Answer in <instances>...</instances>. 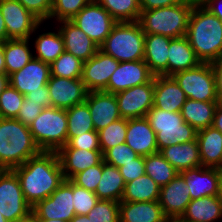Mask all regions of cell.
I'll return each mask as SVG.
<instances>
[{"instance_id":"cell-1","label":"cell","mask_w":222,"mask_h":222,"mask_svg":"<svg viewBox=\"0 0 222 222\" xmlns=\"http://www.w3.org/2000/svg\"><path fill=\"white\" fill-rule=\"evenodd\" d=\"M12 171L31 207L49 197L65 180L57 152L42 151Z\"/></svg>"},{"instance_id":"cell-2","label":"cell","mask_w":222,"mask_h":222,"mask_svg":"<svg viewBox=\"0 0 222 222\" xmlns=\"http://www.w3.org/2000/svg\"><path fill=\"white\" fill-rule=\"evenodd\" d=\"M186 37L201 62L212 63L222 56V21L202 4L193 6Z\"/></svg>"},{"instance_id":"cell-3","label":"cell","mask_w":222,"mask_h":222,"mask_svg":"<svg viewBox=\"0 0 222 222\" xmlns=\"http://www.w3.org/2000/svg\"><path fill=\"white\" fill-rule=\"evenodd\" d=\"M42 151L29 127L16 118L0 117V167L12 170Z\"/></svg>"},{"instance_id":"cell-4","label":"cell","mask_w":222,"mask_h":222,"mask_svg":"<svg viewBox=\"0 0 222 222\" xmlns=\"http://www.w3.org/2000/svg\"><path fill=\"white\" fill-rule=\"evenodd\" d=\"M196 3L185 1L170 7L141 10L138 23L145 34H160L170 38L186 36L189 18Z\"/></svg>"},{"instance_id":"cell-5","label":"cell","mask_w":222,"mask_h":222,"mask_svg":"<svg viewBox=\"0 0 222 222\" xmlns=\"http://www.w3.org/2000/svg\"><path fill=\"white\" fill-rule=\"evenodd\" d=\"M145 33L138 21L117 22L99 49L118 62L144 60Z\"/></svg>"},{"instance_id":"cell-6","label":"cell","mask_w":222,"mask_h":222,"mask_svg":"<svg viewBox=\"0 0 222 222\" xmlns=\"http://www.w3.org/2000/svg\"><path fill=\"white\" fill-rule=\"evenodd\" d=\"M29 130L41 151L57 152L67 144L66 109L44 108Z\"/></svg>"},{"instance_id":"cell-7","label":"cell","mask_w":222,"mask_h":222,"mask_svg":"<svg viewBox=\"0 0 222 222\" xmlns=\"http://www.w3.org/2000/svg\"><path fill=\"white\" fill-rule=\"evenodd\" d=\"M146 118L156 133L158 152L168 146L196 139L197 131L184 121L180 112H168L153 106Z\"/></svg>"},{"instance_id":"cell-8","label":"cell","mask_w":222,"mask_h":222,"mask_svg":"<svg viewBox=\"0 0 222 222\" xmlns=\"http://www.w3.org/2000/svg\"><path fill=\"white\" fill-rule=\"evenodd\" d=\"M172 77L184 91L186 98L204 102L220 101L216 94L211 63L201 62L196 67L178 72Z\"/></svg>"},{"instance_id":"cell-9","label":"cell","mask_w":222,"mask_h":222,"mask_svg":"<svg viewBox=\"0 0 222 222\" xmlns=\"http://www.w3.org/2000/svg\"><path fill=\"white\" fill-rule=\"evenodd\" d=\"M89 38L100 46L117 23L96 0H91L71 20Z\"/></svg>"},{"instance_id":"cell-10","label":"cell","mask_w":222,"mask_h":222,"mask_svg":"<svg viewBox=\"0 0 222 222\" xmlns=\"http://www.w3.org/2000/svg\"><path fill=\"white\" fill-rule=\"evenodd\" d=\"M32 207L25 200L19 179L12 170L0 172V213L9 222L26 216Z\"/></svg>"},{"instance_id":"cell-11","label":"cell","mask_w":222,"mask_h":222,"mask_svg":"<svg viewBox=\"0 0 222 222\" xmlns=\"http://www.w3.org/2000/svg\"><path fill=\"white\" fill-rule=\"evenodd\" d=\"M0 10L6 25L8 39H31L41 23L17 0H0Z\"/></svg>"},{"instance_id":"cell-12","label":"cell","mask_w":222,"mask_h":222,"mask_svg":"<svg viewBox=\"0 0 222 222\" xmlns=\"http://www.w3.org/2000/svg\"><path fill=\"white\" fill-rule=\"evenodd\" d=\"M73 182H64L46 199L32 207L36 219H60L70 222L75 216L73 206Z\"/></svg>"},{"instance_id":"cell-13","label":"cell","mask_w":222,"mask_h":222,"mask_svg":"<svg viewBox=\"0 0 222 222\" xmlns=\"http://www.w3.org/2000/svg\"><path fill=\"white\" fill-rule=\"evenodd\" d=\"M123 119L146 117L153 107L154 77L145 84L115 93Z\"/></svg>"},{"instance_id":"cell-14","label":"cell","mask_w":222,"mask_h":222,"mask_svg":"<svg viewBox=\"0 0 222 222\" xmlns=\"http://www.w3.org/2000/svg\"><path fill=\"white\" fill-rule=\"evenodd\" d=\"M119 62L100 49L88 61L83 62L81 80L88 92L104 91Z\"/></svg>"},{"instance_id":"cell-15","label":"cell","mask_w":222,"mask_h":222,"mask_svg":"<svg viewBox=\"0 0 222 222\" xmlns=\"http://www.w3.org/2000/svg\"><path fill=\"white\" fill-rule=\"evenodd\" d=\"M47 87L52 107L68 109L86 101L88 91L81 78L50 76Z\"/></svg>"},{"instance_id":"cell-16","label":"cell","mask_w":222,"mask_h":222,"mask_svg":"<svg viewBox=\"0 0 222 222\" xmlns=\"http://www.w3.org/2000/svg\"><path fill=\"white\" fill-rule=\"evenodd\" d=\"M153 77L144 60L119 62L104 91L115 94L148 83Z\"/></svg>"},{"instance_id":"cell-17","label":"cell","mask_w":222,"mask_h":222,"mask_svg":"<svg viewBox=\"0 0 222 222\" xmlns=\"http://www.w3.org/2000/svg\"><path fill=\"white\" fill-rule=\"evenodd\" d=\"M50 76V65L33 57L22 69L9 75V84L25 96L46 86Z\"/></svg>"},{"instance_id":"cell-18","label":"cell","mask_w":222,"mask_h":222,"mask_svg":"<svg viewBox=\"0 0 222 222\" xmlns=\"http://www.w3.org/2000/svg\"><path fill=\"white\" fill-rule=\"evenodd\" d=\"M190 189L179 173L167 185L160 187L159 204L166 217H181L191 202Z\"/></svg>"},{"instance_id":"cell-19","label":"cell","mask_w":222,"mask_h":222,"mask_svg":"<svg viewBox=\"0 0 222 222\" xmlns=\"http://www.w3.org/2000/svg\"><path fill=\"white\" fill-rule=\"evenodd\" d=\"M85 102L88 104L93 126L97 132L122 118L115 94L91 91L88 92Z\"/></svg>"},{"instance_id":"cell-20","label":"cell","mask_w":222,"mask_h":222,"mask_svg":"<svg viewBox=\"0 0 222 222\" xmlns=\"http://www.w3.org/2000/svg\"><path fill=\"white\" fill-rule=\"evenodd\" d=\"M64 39L65 51L86 62L99 50V46L70 20L55 22ZM61 25V26H60Z\"/></svg>"},{"instance_id":"cell-21","label":"cell","mask_w":222,"mask_h":222,"mask_svg":"<svg viewBox=\"0 0 222 222\" xmlns=\"http://www.w3.org/2000/svg\"><path fill=\"white\" fill-rule=\"evenodd\" d=\"M186 99L184 91L172 76H154L153 106L155 108L180 112Z\"/></svg>"},{"instance_id":"cell-22","label":"cell","mask_w":222,"mask_h":222,"mask_svg":"<svg viewBox=\"0 0 222 222\" xmlns=\"http://www.w3.org/2000/svg\"><path fill=\"white\" fill-rule=\"evenodd\" d=\"M190 189L191 199L218 196L220 169L209 167L190 168L181 173Z\"/></svg>"},{"instance_id":"cell-23","label":"cell","mask_w":222,"mask_h":222,"mask_svg":"<svg viewBox=\"0 0 222 222\" xmlns=\"http://www.w3.org/2000/svg\"><path fill=\"white\" fill-rule=\"evenodd\" d=\"M125 143L140 156L158 152L156 133L146 117L127 119Z\"/></svg>"},{"instance_id":"cell-24","label":"cell","mask_w":222,"mask_h":222,"mask_svg":"<svg viewBox=\"0 0 222 222\" xmlns=\"http://www.w3.org/2000/svg\"><path fill=\"white\" fill-rule=\"evenodd\" d=\"M57 154L64 178L69 180L87 168L98 165L103 160L101 150L60 148Z\"/></svg>"},{"instance_id":"cell-25","label":"cell","mask_w":222,"mask_h":222,"mask_svg":"<svg viewBox=\"0 0 222 222\" xmlns=\"http://www.w3.org/2000/svg\"><path fill=\"white\" fill-rule=\"evenodd\" d=\"M171 39L160 34H145L144 61L154 76H168V49Z\"/></svg>"},{"instance_id":"cell-26","label":"cell","mask_w":222,"mask_h":222,"mask_svg":"<svg viewBox=\"0 0 222 222\" xmlns=\"http://www.w3.org/2000/svg\"><path fill=\"white\" fill-rule=\"evenodd\" d=\"M196 140L202 166L222 169V133L210 126L198 130Z\"/></svg>"},{"instance_id":"cell-27","label":"cell","mask_w":222,"mask_h":222,"mask_svg":"<svg viewBox=\"0 0 222 222\" xmlns=\"http://www.w3.org/2000/svg\"><path fill=\"white\" fill-rule=\"evenodd\" d=\"M165 218L159 201L119 202L120 222H162Z\"/></svg>"},{"instance_id":"cell-28","label":"cell","mask_w":222,"mask_h":222,"mask_svg":"<svg viewBox=\"0 0 222 222\" xmlns=\"http://www.w3.org/2000/svg\"><path fill=\"white\" fill-rule=\"evenodd\" d=\"M162 156L179 172L202 166L197 140L163 148Z\"/></svg>"},{"instance_id":"cell-29","label":"cell","mask_w":222,"mask_h":222,"mask_svg":"<svg viewBox=\"0 0 222 222\" xmlns=\"http://www.w3.org/2000/svg\"><path fill=\"white\" fill-rule=\"evenodd\" d=\"M168 50V76L194 68L201 63L186 36L172 38Z\"/></svg>"},{"instance_id":"cell-30","label":"cell","mask_w":222,"mask_h":222,"mask_svg":"<svg viewBox=\"0 0 222 222\" xmlns=\"http://www.w3.org/2000/svg\"><path fill=\"white\" fill-rule=\"evenodd\" d=\"M181 218L184 222H218L222 219V201L218 196L193 199Z\"/></svg>"},{"instance_id":"cell-31","label":"cell","mask_w":222,"mask_h":222,"mask_svg":"<svg viewBox=\"0 0 222 222\" xmlns=\"http://www.w3.org/2000/svg\"><path fill=\"white\" fill-rule=\"evenodd\" d=\"M125 181L119 168L110 165L102 160V174L95 194L99 200H110L121 202Z\"/></svg>"},{"instance_id":"cell-32","label":"cell","mask_w":222,"mask_h":222,"mask_svg":"<svg viewBox=\"0 0 222 222\" xmlns=\"http://www.w3.org/2000/svg\"><path fill=\"white\" fill-rule=\"evenodd\" d=\"M218 102H204L186 99L180 111L184 121L196 131L212 126Z\"/></svg>"},{"instance_id":"cell-33","label":"cell","mask_w":222,"mask_h":222,"mask_svg":"<svg viewBox=\"0 0 222 222\" xmlns=\"http://www.w3.org/2000/svg\"><path fill=\"white\" fill-rule=\"evenodd\" d=\"M30 44V38L8 39L3 42L6 74L8 76L22 69L33 58L34 54Z\"/></svg>"},{"instance_id":"cell-34","label":"cell","mask_w":222,"mask_h":222,"mask_svg":"<svg viewBox=\"0 0 222 222\" xmlns=\"http://www.w3.org/2000/svg\"><path fill=\"white\" fill-rule=\"evenodd\" d=\"M56 29L54 32L38 34L33 43V57L49 65L65 51L62 34L57 27Z\"/></svg>"},{"instance_id":"cell-35","label":"cell","mask_w":222,"mask_h":222,"mask_svg":"<svg viewBox=\"0 0 222 222\" xmlns=\"http://www.w3.org/2000/svg\"><path fill=\"white\" fill-rule=\"evenodd\" d=\"M160 186L146 173L125 184L121 201H159Z\"/></svg>"},{"instance_id":"cell-36","label":"cell","mask_w":222,"mask_h":222,"mask_svg":"<svg viewBox=\"0 0 222 222\" xmlns=\"http://www.w3.org/2000/svg\"><path fill=\"white\" fill-rule=\"evenodd\" d=\"M67 113V142L82 133L94 131L93 121L86 102L66 109Z\"/></svg>"},{"instance_id":"cell-37","label":"cell","mask_w":222,"mask_h":222,"mask_svg":"<svg viewBox=\"0 0 222 222\" xmlns=\"http://www.w3.org/2000/svg\"><path fill=\"white\" fill-rule=\"evenodd\" d=\"M145 173L160 187L167 185L179 172L162 156L160 152L144 157Z\"/></svg>"},{"instance_id":"cell-38","label":"cell","mask_w":222,"mask_h":222,"mask_svg":"<svg viewBox=\"0 0 222 222\" xmlns=\"http://www.w3.org/2000/svg\"><path fill=\"white\" fill-rule=\"evenodd\" d=\"M116 22L138 21L141 13L140 0H96Z\"/></svg>"},{"instance_id":"cell-39","label":"cell","mask_w":222,"mask_h":222,"mask_svg":"<svg viewBox=\"0 0 222 222\" xmlns=\"http://www.w3.org/2000/svg\"><path fill=\"white\" fill-rule=\"evenodd\" d=\"M82 69L83 61L66 51L50 64L51 76L55 77L81 78Z\"/></svg>"},{"instance_id":"cell-40","label":"cell","mask_w":222,"mask_h":222,"mask_svg":"<svg viewBox=\"0 0 222 222\" xmlns=\"http://www.w3.org/2000/svg\"><path fill=\"white\" fill-rule=\"evenodd\" d=\"M127 132V119L120 118L107 127L98 131L99 144L102 153L118 144L125 143Z\"/></svg>"},{"instance_id":"cell-41","label":"cell","mask_w":222,"mask_h":222,"mask_svg":"<svg viewBox=\"0 0 222 222\" xmlns=\"http://www.w3.org/2000/svg\"><path fill=\"white\" fill-rule=\"evenodd\" d=\"M24 95L10 84L0 94V117L16 118L23 104Z\"/></svg>"},{"instance_id":"cell-42","label":"cell","mask_w":222,"mask_h":222,"mask_svg":"<svg viewBox=\"0 0 222 222\" xmlns=\"http://www.w3.org/2000/svg\"><path fill=\"white\" fill-rule=\"evenodd\" d=\"M91 0H52V12L50 19L56 22L71 20L77 15Z\"/></svg>"},{"instance_id":"cell-43","label":"cell","mask_w":222,"mask_h":222,"mask_svg":"<svg viewBox=\"0 0 222 222\" xmlns=\"http://www.w3.org/2000/svg\"><path fill=\"white\" fill-rule=\"evenodd\" d=\"M87 216L89 222H120L119 202L98 200Z\"/></svg>"},{"instance_id":"cell-44","label":"cell","mask_w":222,"mask_h":222,"mask_svg":"<svg viewBox=\"0 0 222 222\" xmlns=\"http://www.w3.org/2000/svg\"><path fill=\"white\" fill-rule=\"evenodd\" d=\"M139 156L129 145L121 143L108 149L103 154V161L119 168Z\"/></svg>"},{"instance_id":"cell-45","label":"cell","mask_w":222,"mask_h":222,"mask_svg":"<svg viewBox=\"0 0 222 222\" xmlns=\"http://www.w3.org/2000/svg\"><path fill=\"white\" fill-rule=\"evenodd\" d=\"M99 198L94 192L81 188L73 183V206L75 215H87L96 205Z\"/></svg>"},{"instance_id":"cell-46","label":"cell","mask_w":222,"mask_h":222,"mask_svg":"<svg viewBox=\"0 0 222 222\" xmlns=\"http://www.w3.org/2000/svg\"><path fill=\"white\" fill-rule=\"evenodd\" d=\"M102 174V161L95 166L89 167L86 170L76 174L71 181L81 188L94 192L97 189L98 183Z\"/></svg>"},{"instance_id":"cell-47","label":"cell","mask_w":222,"mask_h":222,"mask_svg":"<svg viewBox=\"0 0 222 222\" xmlns=\"http://www.w3.org/2000/svg\"><path fill=\"white\" fill-rule=\"evenodd\" d=\"M61 148L101 150L99 144V134L96 130L82 133L76 137H72L67 144Z\"/></svg>"},{"instance_id":"cell-48","label":"cell","mask_w":222,"mask_h":222,"mask_svg":"<svg viewBox=\"0 0 222 222\" xmlns=\"http://www.w3.org/2000/svg\"><path fill=\"white\" fill-rule=\"evenodd\" d=\"M41 23L49 21L52 12V0H17Z\"/></svg>"},{"instance_id":"cell-49","label":"cell","mask_w":222,"mask_h":222,"mask_svg":"<svg viewBox=\"0 0 222 222\" xmlns=\"http://www.w3.org/2000/svg\"><path fill=\"white\" fill-rule=\"evenodd\" d=\"M119 170L125 183L141 177L143 174H145L144 156H139L128 163H124L123 166L119 167Z\"/></svg>"},{"instance_id":"cell-50","label":"cell","mask_w":222,"mask_h":222,"mask_svg":"<svg viewBox=\"0 0 222 222\" xmlns=\"http://www.w3.org/2000/svg\"><path fill=\"white\" fill-rule=\"evenodd\" d=\"M43 109V106H38L37 104L31 103L29 99L24 97L23 104L16 119L22 122L25 126L29 127Z\"/></svg>"},{"instance_id":"cell-51","label":"cell","mask_w":222,"mask_h":222,"mask_svg":"<svg viewBox=\"0 0 222 222\" xmlns=\"http://www.w3.org/2000/svg\"><path fill=\"white\" fill-rule=\"evenodd\" d=\"M31 103L43 106L44 108L52 107L51 98L47 85L40 87V90L31 91L25 95Z\"/></svg>"},{"instance_id":"cell-52","label":"cell","mask_w":222,"mask_h":222,"mask_svg":"<svg viewBox=\"0 0 222 222\" xmlns=\"http://www.w3.org/2000/svg\"><path fill=\"white\" fill-rule=\"evenodd\" d=\"M186 0H140L141 10H153L184 3Z\"/></svg>"},{"instance_id":"cell-53","label":"cell","mask_w":222,"mask_h":222,"mask_svg":"<svg viewBox=\"0 0 222 222\" xmlns=\"http://www.w3.org/2000/svg\"><path fill=\"white\" fill-rule=\"evenodd\" d=\"M211 64L215 76L216 94L218 99L222 101V56Z\"/></svg>"},{"instance_id":"cell-54","label":"cell","mask_w":222,"mask_h":222,"mask_svg":"<svg viewBox=\"0 0 222 222\" xmlns=\"http://www.w3.org/2000/svg\"><path fill=\"white\" fill-rule=\"evenodd\" d=\"M202 5L222 21V0H205Z\"/></svg>"},{"instance_id":"cell-55","label":"cell","mask_w":222,"mask_h":222,"mask_svg":"<svg viewBox=\"0 0 222 222\" xmlns=\"http://www.w3.org/2000/svg\"><path fill=\"white\" fill-rule=\"evenodd\" d=\"M212 127L222 133V101H219L216 107Z\"/></svg>"},{"instance_id":"cell-56","label":"cell","mask_w":222,"mask_h":222,"mask_svg":"<svg viewBox=\"0 0 222 222\" xmlns=\"http://www.w3.org/2000/svg\"><path fill=\"white\" fill-rule=\"evenodd\" d=\"M6 40H7L6 25H5L1 10H0V42H4Z\"/></svg>"},{"instance_id":"cell-57","label":"cell","mask_w":222,"mask_h":222,"mask_svg":"<svg viewBox=\"0 0 222 222\" xmlns=\"http://www.w3.org/2000/svg\"><path fill=\"white\" fill-rule=\"evenodd\" d=\"M9 84V76L6 73L0 74V94Z\"/></svg>"},{"instance_id":"cell-58","label":"cell","mask_w":222,"mask_h":222,"mask_svg":"<svg viewBox=\"0 0 222 222\" xmlns=\"http://www.w3.org/2000/svg\"><path fill=\"white\" fill-rule=\"evenodd\" d=\"M14 222H36V215L31 211L26 216L18 218Z\"/></svg>"},{"instance_id":"cell-59","label":"cell","mask_w":222,"mask_h":222,"mask_svg":"<svg viewBox=\"0 0 222 222\" xmlns=\"http://www.w3.org/2000/svg\"><path fill=\"white\" fill-rule=\"evenodd\" d=\"M6 73L4 51H3V42H0V74Z\"/></svg>"},{"instance_id":"cell-60","label":"cell","mask_w":222,"mask_h":222,"mask_svg":"<svg viewBox=\"0 0 222 222\" xmlns=\"http://www.w3.org/2000/svg\"><path fill=\"white\" fill-rule=\"evenodd\" d=\"M70 222H89L87 215H75Z\"/></svg>"},{"instance_id":"cell-61","label":"cell","mask_w":222,"mask_h":222,"mask_svg":"<svg viewBox=\"0 0 222 222\" xmlns=\"http://www.w3.org/2000/svg\"><path fill=\"white\" fill-rule=\"evenodd\" d=\"M162 222H184L181 217H166Z\"/></svg>"},{"instance_id":"cell-62","label":"cell","mask_w":222,"mask_h":222,"mask_svg":"<svg viewBox=\"0 0 222 222\" xmlns=\"http://www.w3.org/2000/svg\"><path fill=\"white\" fill-rule=\"evenodd\" d=\"M218 197L222 201V169H220V180H219V193Z\"/></svg>"},{"instance_id":"cell-63","label":"cell","mask_w":222,"mask_h":222,"mask_svg":"<svg viewBox=\"0 0 222 222\" xmlns=\"http://www.w3.org/2000/svg\"><path fill=\"white\" fill-rule=\"evenodd\" d=\"M36 222H67L60 219H36Z\"/></svg>"},{"instance_id":"cell-64","label":"cell","mask_w":222,"mask_h":222,"mask_svg":"<svg viewBox=\"0 0 222 222\" xmlns=\"http://www.w3.org/2000/svg\"><path fill=\"white\" fill-rule=\"evenodd\" d=\"M187 1H191V2H194L196 4H202L205 0H187Z\"/></svg>"},{"instance_id":"cell-65","label":"cell","mask_w":222,"mask_h":222,"mask_svg":"<svg viewBox=\"0 0 222 222\" xmlns=\"http://www.w3.org/2000/svg\"><path fill=\"white\" fill-rule=\"evenodd\" d=\"M0 222H9L5 217L0 213Z\"/></svg>"}]
</instances>
